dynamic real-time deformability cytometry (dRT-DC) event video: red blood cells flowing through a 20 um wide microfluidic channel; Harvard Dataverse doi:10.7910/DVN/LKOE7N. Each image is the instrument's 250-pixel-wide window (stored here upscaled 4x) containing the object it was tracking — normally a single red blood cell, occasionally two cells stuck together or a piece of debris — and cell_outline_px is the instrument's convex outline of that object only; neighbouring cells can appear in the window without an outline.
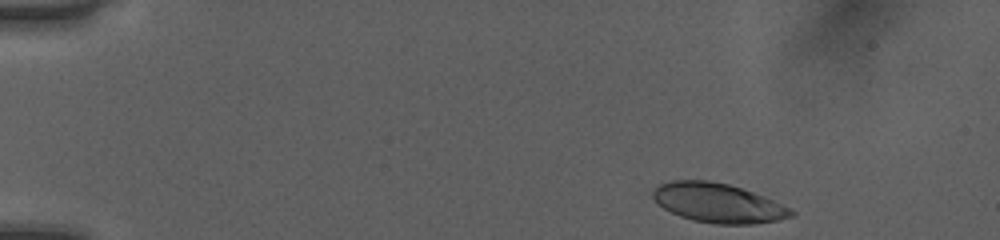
{"species": "human", "species_latin": "Homo sapiens", "temperature_condition": "room temperature", "stored_images_in_passage": 45, "camera_frame_rate_fps": 3000, "um_per_image_px": 0.085, "donor": {"sex": "female"}, "frame": {"image": 1, "passage_image": 1, "time_ms": 0.0, "image_size_px": [1000, 240], "cell_outline_px": [[796, 216], [776, 220], [752, 224], [716, 224], [692, 220], [680, 216], [664, 208], [652, 196], [652, 192], [660, 184], [672, 180], [708, 180], [728, 184], [764, 196], [792, 208], [796, 212]], "centroid_in_image_um": [61.08, 17.25], "position_along_channel_um": 23.9, "area_um2": 31.56}}
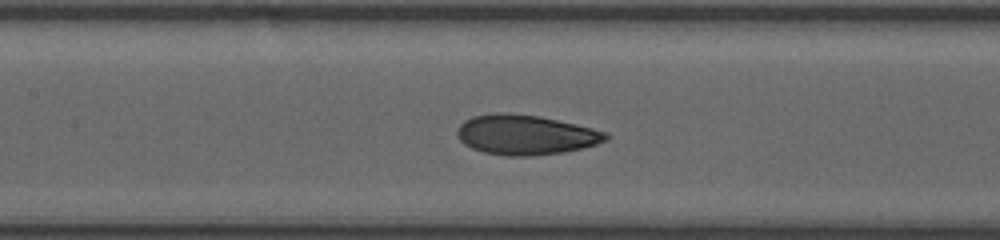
{"frame": {"image": 2, "passage_image": 19, "time_ms": 6.0, "image_size_px": [1000, 240], "cell_outline_px": [[608, 140], [596, 144], [580, 148], [560, 152], [532, 156], [504, 156], [484, 152], [472, 148], [464, 144], [460, 140], [456, 132], [460, 124], [464, 120], [472, 116], [496, 112], [500, 112], [540, 116], [576, 124], [608, 132]], "centroid_in_image_um": [44.65, 11.45], "position_along_channel_um": 162.8, "area_um2": 34.51}}
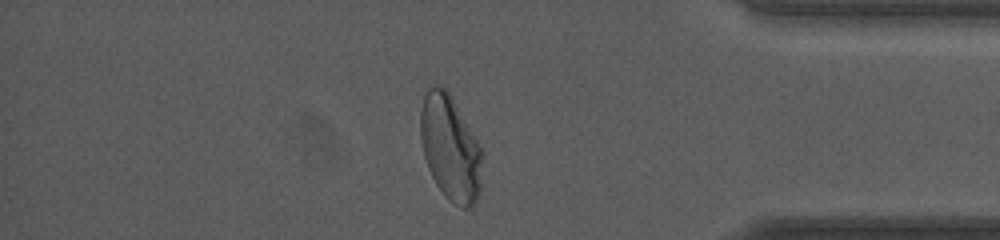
{"frame": {"image": 3, "passage_image": 38, "time_ms": 12.333, "image_size_px": [1000, 240], "cell_outline_px": [[484, 152], [480, 192], [476, 200], [468, 208], [464, 208], [448, 200], [436, 184], [428, 168], [424, 156], [420, 136], [420, 108], [424, 88], [432, 84], [440, 84], [448, 92]], "centroid_in_image_um": [38.26, 12.54], "position_along_channel_um": 396.9, "area_um2": 38.26}, "authors_computed_cell_mechanics": {"area_um2": 33.9864, "velocity_mm_per_s": 4.0475, "shape_relaxation_time_tau1_ms": 4.1567, "shape_relaxation_time_tau2_ms": 1.1732, "deformation_change_tau1": 0.1662, "deformation_change_tau2": 0.0672}}